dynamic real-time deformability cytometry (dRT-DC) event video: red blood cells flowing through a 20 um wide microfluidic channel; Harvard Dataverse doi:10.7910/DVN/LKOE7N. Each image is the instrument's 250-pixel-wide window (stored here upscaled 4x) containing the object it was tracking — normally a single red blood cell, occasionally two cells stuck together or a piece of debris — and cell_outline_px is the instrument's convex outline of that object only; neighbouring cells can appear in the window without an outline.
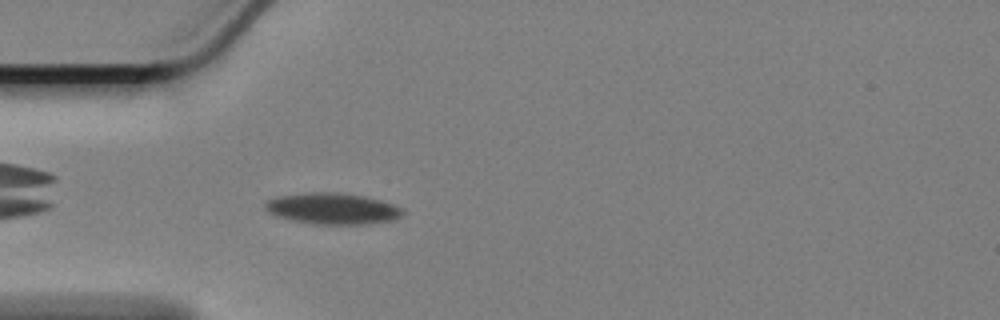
{"species": "Egyptian fruit bat (a non-hibernating species)", "species_latin": "Rousettus aegyptiacus", "temperature_condition": "cold", "stored_images_in_passage": 45, "camera_frame_rate_fps": 3000, "um_per_image_px": 0.085, "animal": {"sex": "female"}, "frame": {"image": 1, "passage_image": 3, "time_ms": 0.667, "image_size_px": [1000, 320], "cell_outline_px": [[404, 212], [396, 220], [368, 224], [312, 224], [292, 220], [276, 216], [268, 212], [264, 208], [264, 204], [268, 200], [276, 196], [312, 192], [336, 192], [364, 196], [380, 200], [392, 204], [400, 208]], "centroid_in_image_um": [28.24, 17.73], "position_along_channel_um": 56.8, "area_um2": 25.09}}
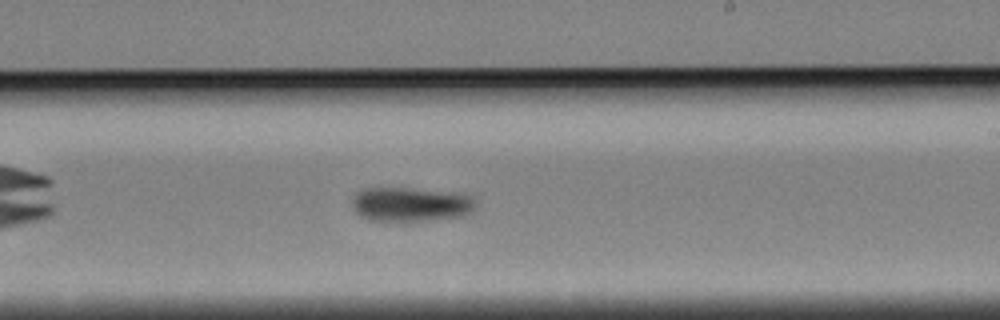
{"frame": {"image": 2, "passage_image": 21, "time_ms": 6.667, "image_size_px": [1000, 320], "cell_outline_px": [[476, 208], [472, 212], [464, 216], [428, 220], [368, 220], [360, 216], [352, 208], [352, 200], [356, 192], [364, 188], [408, 188], [452, 192], [476, 196]], "centroid_in_image_um": [34.95, 17.36], "position_along_channel_um": 254.1, "area_um2": 24.91}}
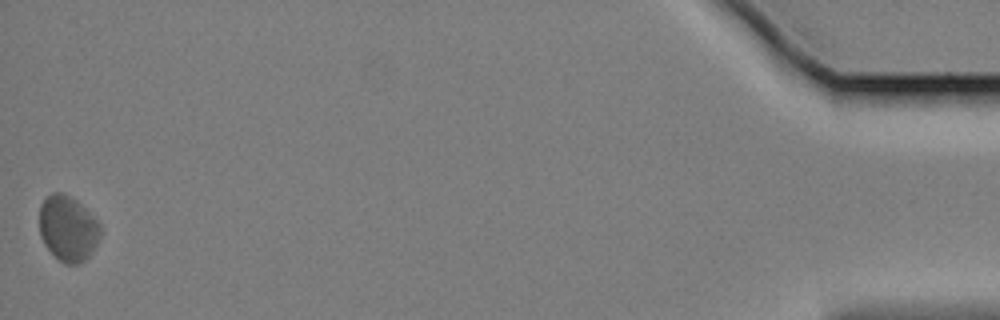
{"frame": {"image": 3, "passage_image": 45, "time_ms": 14.667, "image_size_px": [1000, 320], "cell_outline_px": [[100, 236], [92, 252], [84, 260], [76, 264], [64, 264], [44, 244], [40, 236], [40, 204], [52, 192], [60, 192], [68, 196], [80, 204], [100, 224]], "centroid_in_image_um": [5.76, 19.43], "position_along_channel_um": 429.4, "area_um2": 22.83}, "authors_computed_cell_mechanics": {"area_um2": 24.6228, "velocity_mm_per_s": 3.3573, "shape_relaxation_time_tau1_ms": 4.0961, "shape_relaxation_time_tau2_ms": null, "deformation_change_tau1": 0.0795, "deformation_change_tau2": null}}